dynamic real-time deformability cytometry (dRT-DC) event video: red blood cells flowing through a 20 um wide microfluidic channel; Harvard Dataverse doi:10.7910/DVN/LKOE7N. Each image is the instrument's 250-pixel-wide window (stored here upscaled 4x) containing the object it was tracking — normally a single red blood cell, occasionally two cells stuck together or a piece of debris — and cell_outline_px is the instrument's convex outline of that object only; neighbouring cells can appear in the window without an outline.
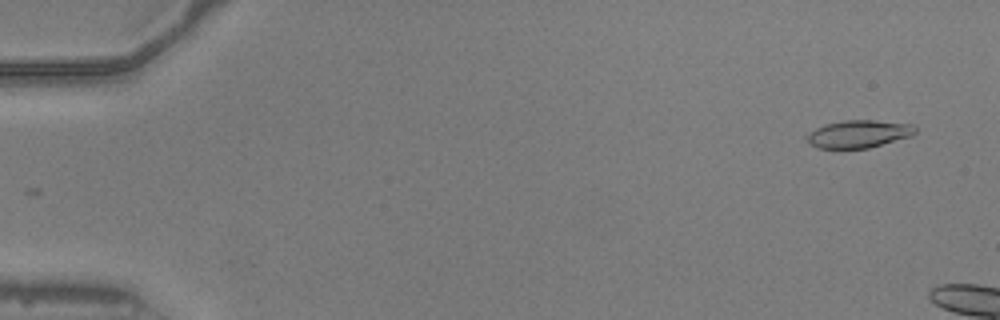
{"species": "common noctule bat (a hibernating species)", "species_latin": "Nyctalus noctula", "temperature_condition": "warm", "stored_images_in_passage": 4, "camera_frame_rate_fps": 3000, "um_per_image_px": 0.085, "animal": {"sex": "male", "body_mass_g": 20.5, "forearm_length_mm": 52.5}, "frame": {"image": 1, "passage_image": 2, "time_ms": 0.333, "image_size_px": [1000, 320], "cell_outline_px": [[916, 132], [912, 136], [868, 148], [816, 148], [804, 136], [816, 128], [824, 124], [844, 120], [872, 120], [912, 124], [916, 128]], "centroid_in_image_um": [72.99, 11.38], "position_along_channel_um": 12.0, "area_um2": 17.4}}